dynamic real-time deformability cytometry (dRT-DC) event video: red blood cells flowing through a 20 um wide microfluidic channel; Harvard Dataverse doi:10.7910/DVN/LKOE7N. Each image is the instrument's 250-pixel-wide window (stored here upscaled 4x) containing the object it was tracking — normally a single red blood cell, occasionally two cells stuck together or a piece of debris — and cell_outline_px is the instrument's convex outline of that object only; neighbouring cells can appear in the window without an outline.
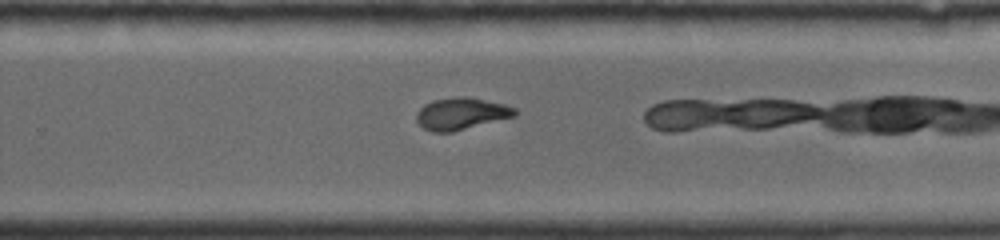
{"species": "common noctule bat (a hibernating species)", "species_latin": "Nyctalus noctula", "temperature_condition": "room temperature", "stored_images_in_passage": 12, "camera_frame_rate_fps": 4000, "um_per_image_px": 0.085, "animal": {"sex": "female", "body_mass_g": 19.0, "forearm_length_mm": 56.7}, "frame": {"image": 1, "passage_image": 10, "time_ms": 5.5, "image_size_px": [1000, 240], "cell_outline_px": [[516, 116], [452, 132], [432, 132], [424, 128], [416, 120], [416, 112], [424, 104], [432, 100], [456, 96], [468, 96], [504, 104], [516, 108]], "centroid_in_image_um": [39.19, 9.65], "position_along_channel_um": 290.6, "area_um2": 18.44}}